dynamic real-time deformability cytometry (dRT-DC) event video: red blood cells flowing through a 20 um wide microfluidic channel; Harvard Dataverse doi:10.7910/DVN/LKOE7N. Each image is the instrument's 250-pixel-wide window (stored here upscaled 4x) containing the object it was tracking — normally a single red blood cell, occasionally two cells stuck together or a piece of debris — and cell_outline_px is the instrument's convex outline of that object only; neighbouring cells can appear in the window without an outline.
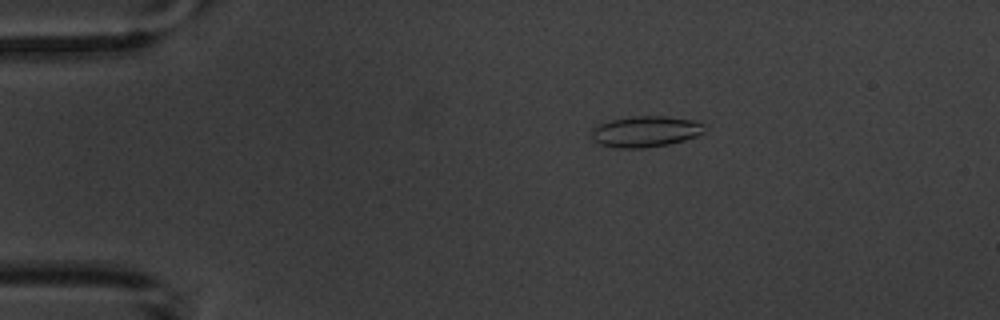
{"species": "common noctule bat (a hibernating species)", "species_latin": "Nyctalus noctula", "temperature_condition": "warm", "stored_images_in_passage": 9, "camera_frame_rate_fps": 3000, "um_per_image_px": 0.085, "animal": {"sex": "male", "body_mass_g": 20.1, "forearm_length_mm": 53.5}, "frame": {"image": 1, "passage_image": 1, "time_ms": 0.0, "image_size_px": [1000, 320], "cell_outline_px": [[704, 132], [696, 136], [684, 140], [668, 144], [644, 148], [620, 148], [600, 144], [592, 140], [592, 128], [596, 124], [612, 120], [632, 116], [664, 116], [692, 120], [704, 124]], "centroid_in_image_um": [54.84, 11.18], "position_along_channel_um": 30.2, "area_um2": 20.35}}
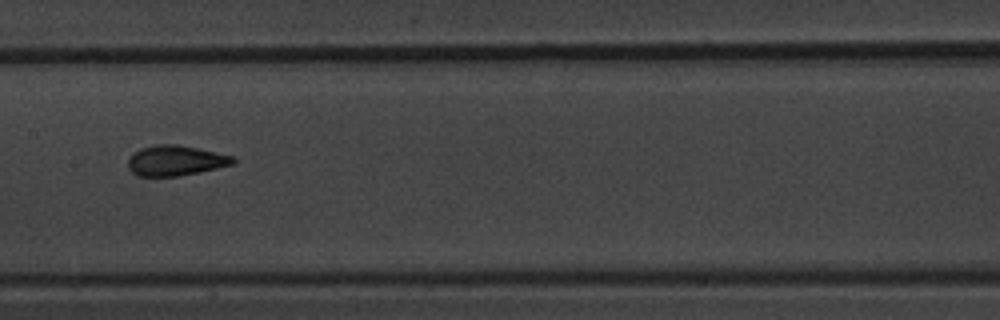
{"frame": {"image": 2, "passage_image": 6, "time_ms": 6.0, "image_size_px": [1000, 320], "cell_outline_px": [[236, 160], [232, 164], [200, 172], [180, 176], [136, 176], [128, 168], [128, 160], [140, 148], [156, 144], [176, 144], [196, 148], [232, 156]], "centroid_in_image_um": [14.89, 13.66], "position_along_channel_um": 192.5, "area_um2": 18.32}}
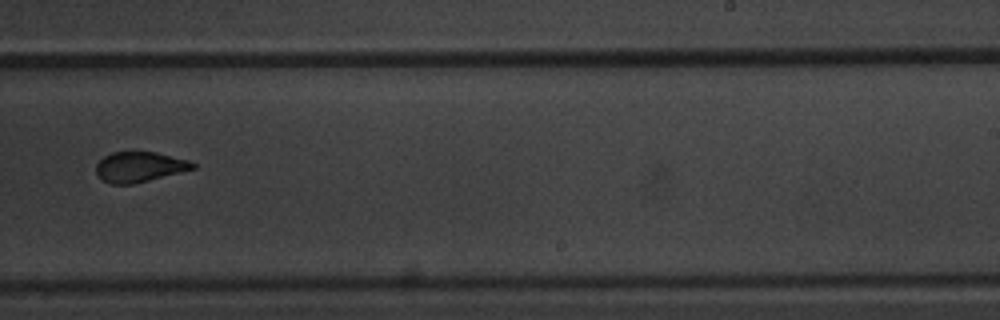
{"frame": {"image": 3, "passage_image": 8, "time_ms": 8.333, "image_size_px": [1000, 320], "cell_outline_px": [[196, 168], [132, 184], [112, 184], [104, 180], [96, 172], [96, 164], [104, 156], [112, 152], [136, 148], [156, 152], [188, 160], [196, 164]], "centroid_in_image_um": [11.84, 14.12], "position_along_channel_um": 277.2, "area_um2": 17.4}}